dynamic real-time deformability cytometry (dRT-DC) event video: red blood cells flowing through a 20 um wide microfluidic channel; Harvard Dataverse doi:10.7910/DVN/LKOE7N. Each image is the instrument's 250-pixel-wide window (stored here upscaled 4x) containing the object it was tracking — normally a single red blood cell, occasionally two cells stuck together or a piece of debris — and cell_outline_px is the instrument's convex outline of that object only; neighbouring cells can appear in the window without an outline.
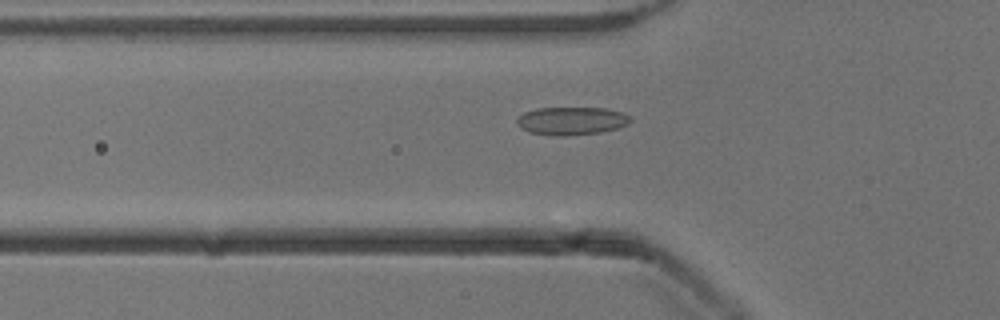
{"species": "common noctule bat (a hibernating species)", "species_latin": "Nyctalus noctula", "temperature_condition": "cold", "stored_images_in_passage": 38, "camera_frame_rate_fps": 3000, "um_per_image_px": 0.085, "animal": {"sex": "male", "body_mass_g": 13.3}, "frame": {"image": 1, "passage_image": 2, "time_ms": 0.333, "image_size_px": [1000, 320], "cell_outline_px": [[632, 120], [628, 124], [616, 128], [600, 132], [564, 136], [556, 136], [528, 132], [520, 128], [516, 124], [516, 120], [524, 112], [536, 108], [608, 108], [624, 112], [632, 116]], "centroid_in_image_um": [48.59, 10.27], "position_along_channel_um": 77.2, "area_um2": 18.73}}